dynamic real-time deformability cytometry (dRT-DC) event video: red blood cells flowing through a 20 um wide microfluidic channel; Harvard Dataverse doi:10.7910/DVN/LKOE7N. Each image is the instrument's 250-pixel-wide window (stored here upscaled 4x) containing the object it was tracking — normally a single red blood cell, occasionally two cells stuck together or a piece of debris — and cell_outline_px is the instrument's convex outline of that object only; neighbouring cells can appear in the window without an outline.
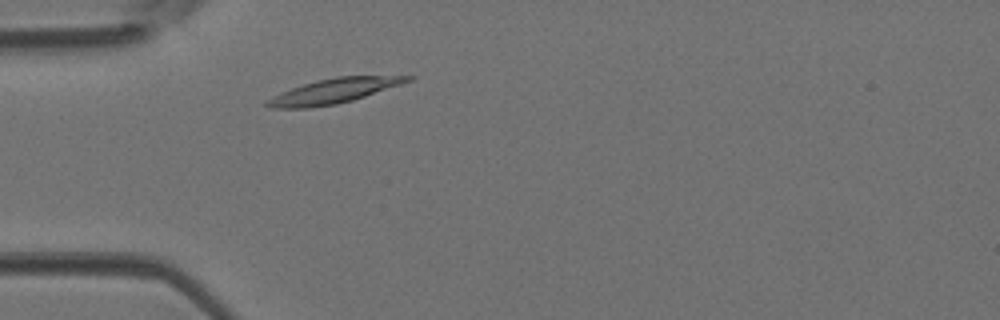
{"species": "Egyptian fruit bat (a non-hibernating species)", "species_latin": "Rousettus aegyptiacus", "temperature_condition": "room temperature", "stored_images_in_passage": 37, "camera_frame_rate_fps": 3000, "um_per_image_px": 0.085, "animal": {"sex": "female"}, "frame": {"image": 1, "passage_image": 5, "time_ms": 1.333, "image_size_px": [1000, 320], "cell_outline_px": [[416, 76], [412, 80], [352, 100], [336, 104], [308, 108], [272, 108], [264, 104], [264, 100], [280, 92], [316, 80], [336, 76]], "centroid_in_image_um": [28.3, 7.74], "position_along_channel_um": 56.7, "area_um2": 20.06}}
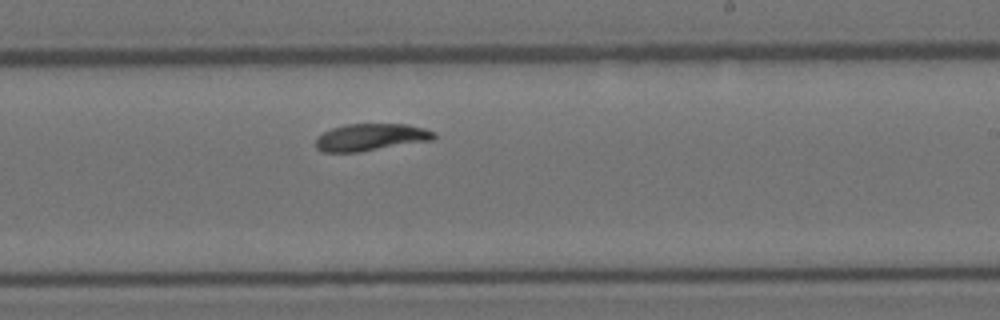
{"frame": {"image": 2, "passage_image": 19, "time_ms": 6.0, "image_size_px": [1000, 320], "cell_outline_px": [[436, 136], [432, 140], [356, 152], [324, 152], [316, 148], [316, 136], [332, 128], [344, 124], [408, 124], [424, 128], [436, 132]], "centroid_in_image_um": [31.5, 11.65], "position_along_channel_um": 257.5, "area_um2": 18.61}}
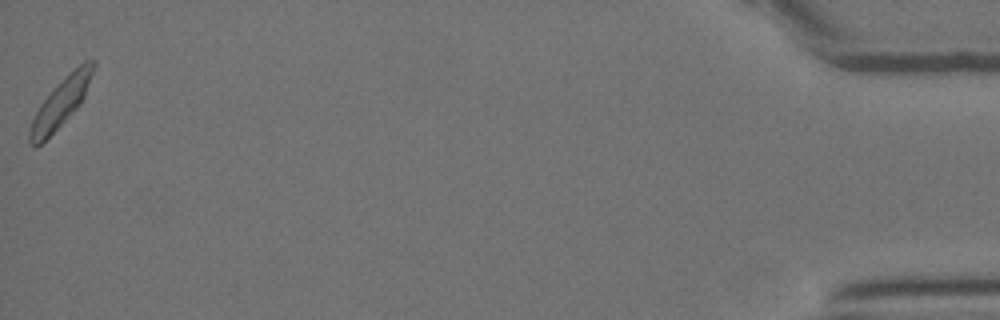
{"frame": {"image": 3, "passage_image": 37, "time_ms": 12.0, "image_size_px": [1000, 320], "cell_outline_px": [[96, 64], [84, 96], [80, 104], [36, 148], [28, 144], [28, 132], [32, 120], [40, 104], [84, 60], [96, 60]], "centroid_in_image_um": [5.15, 8.77], "position_along_channel_um": 430.1, "area_um2": 16.94}}